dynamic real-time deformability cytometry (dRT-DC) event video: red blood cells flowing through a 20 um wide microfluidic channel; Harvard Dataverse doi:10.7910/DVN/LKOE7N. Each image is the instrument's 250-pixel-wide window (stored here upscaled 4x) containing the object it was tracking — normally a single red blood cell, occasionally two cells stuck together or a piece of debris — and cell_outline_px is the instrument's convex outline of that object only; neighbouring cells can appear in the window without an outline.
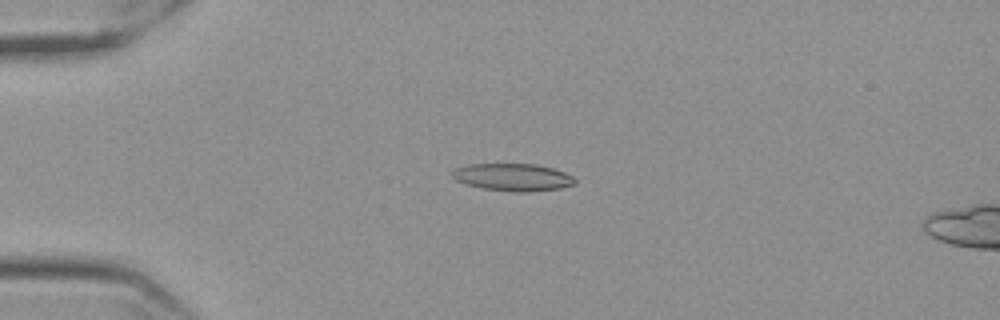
{"species": "Egyptian fruit bat (a non-hibernating species)", "species_latin": "Rousettus aegyptiacus", "temperature_condition": "cold", "stored_images_in_passage": 56, "camera_frame_rate_fps": 3000, "um_per_image_px": 0.085, "frame": {"image": 1, "passage_image": 13, "time_ms": 4.0, "image_size_px": [1000, 320], "cell_outline_px": [[576, 184], [560, 188], [528, 192], [516, 192], [480, 188], [464, 184], [456, 180], [448, 172], [456, 168], [468, 164], [536, 164], [552, 168], [564, 172], [572, 176], [576, 180]], "centroid_in_image_um": [43.55, 15.06], "position_along_channel_um": 41.4, "area_um2": 19.77}}
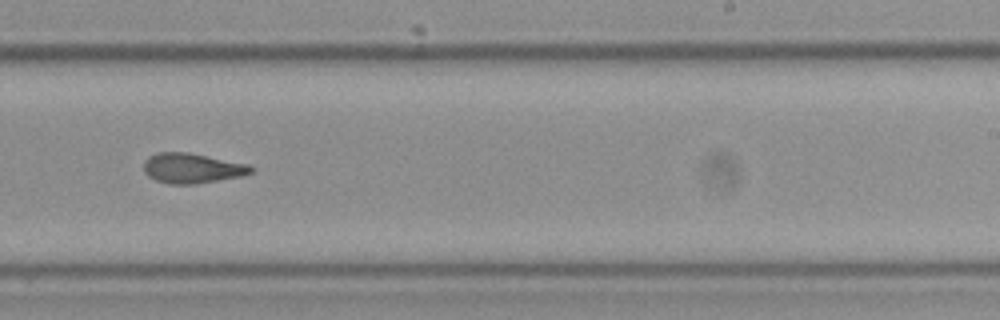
{"frame": {"image": 2, "passage_image": 35, "time_ms": 11.333, "image_size_px": [1000, 320], "cell_outline_px": [[252, 172], [240, 176], [196, 184], [172, 184], [156, 180], [148, 176], [144, 172], [144, 160], [148, 156], [156, 152], [188, 152], [248, 164], [252, 168]], "centroid_in_image_um": [16.28, 14.29], "position_along_channel_um": 272.7, "area_um2": 18.67}}
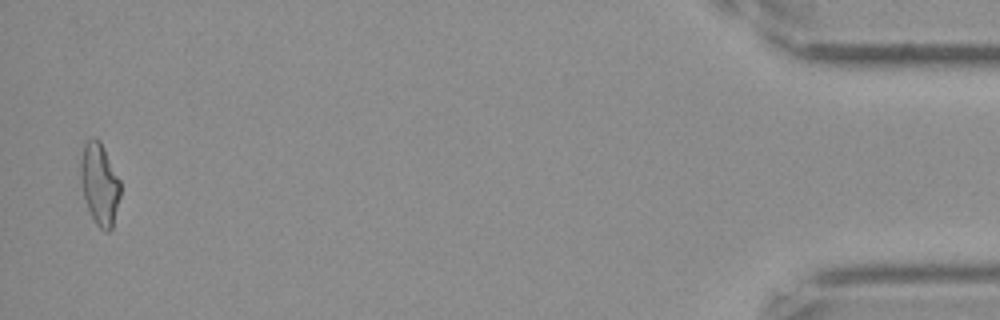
{"frame": {"image": 3, "passage_image": 55, "time_ms": 18.0, "image_size_px": [1000, 320], "cell_outline_px": [[120, 196], [112, 228], [108, 232], [100, 228], [96, 224], [88, 208], [84, 196], [80, 180], [80, 160], [84, 144], [92, 136], [100, 140], [120, 180]], "centroid_in_image_um": [8.46, 15.61], "position_along_channel_um": 426.7, "area_um2": 18.9}, "authors_computed_cell_mechanics": {"area_um2": 18.9295, "velocity_mm_per_s": 3.5631, "shape_relaxation_time_tau1_ms": null, "shape_relaxation_time_tau2_ms": 2.5938, "deformation_change_tau1": null, "deformation_change_tau2": 0.099}}